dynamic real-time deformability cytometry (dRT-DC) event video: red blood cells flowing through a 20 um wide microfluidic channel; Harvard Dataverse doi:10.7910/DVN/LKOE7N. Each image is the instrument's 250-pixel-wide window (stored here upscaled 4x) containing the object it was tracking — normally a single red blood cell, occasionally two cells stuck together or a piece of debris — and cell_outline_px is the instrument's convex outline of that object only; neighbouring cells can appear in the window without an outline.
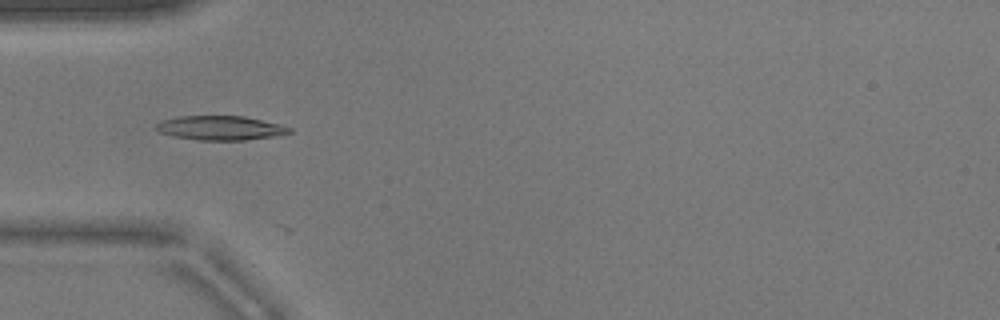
{"species": "common noctule bat (a hibernating species)", "species_latin": "Nyctalus noctula", "temperature_condition": "warm", "stored_images_in_passage": 11, "camera_frame_rate_fps": 3000, "um_per_image_px": 0.085, "animal": {"sex": "male", "body_mass_g": 17.9}, "frame": {"image": 1, "passage_image": 6, "time_ms": 1.667, "image_size_px": [1000, 320], "cell_outline_px": [[292, 132], [276, 136], [244, 140], [196, 140], [172, 136], [160, 132], [152, 128], [160, 120], [180, 116], [244, 116], [280, 124], [292, 128]], "centroid_in_image_um": [18.7, 10.88], "position_along_channel_um": 66.3, "area_um2": 19.02}}